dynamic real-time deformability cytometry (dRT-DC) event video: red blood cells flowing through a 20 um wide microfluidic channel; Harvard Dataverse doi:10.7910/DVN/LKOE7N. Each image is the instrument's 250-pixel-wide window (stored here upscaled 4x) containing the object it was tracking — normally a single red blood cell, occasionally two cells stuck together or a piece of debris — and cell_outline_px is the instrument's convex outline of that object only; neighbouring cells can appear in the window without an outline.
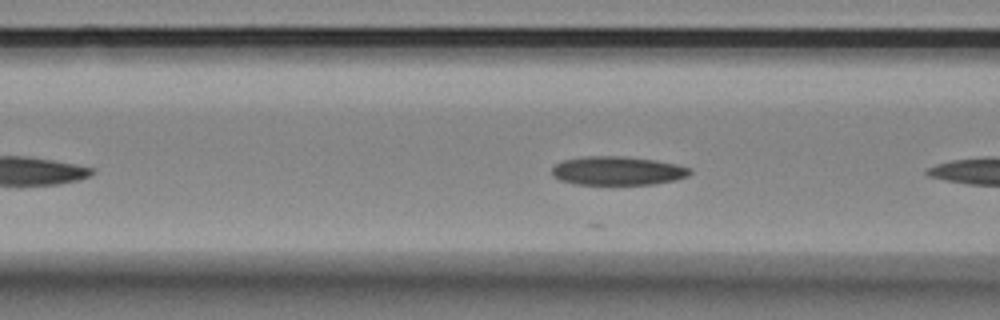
{"species": "Egyptian fruit bat (a non-hibernating species)", "species_latin": "Rousettus aegyptiacus", "temperature_condition": "room temperature", "stored_images_in_passage": 4, "camera_frame_rate_fps": 3000, "um_per_image_px": 0.085, "animal": {"sex": "female"}, "frame": {"image": 1, "passage_image": 3, "time_ms": 0.667, "image_size_px": [1000, 320], "cell_outline_px": [[692, 172], [688, 176], [676, 180], [652, 184], [576, 184], [560, 180], [552, 176], [552, 168], [556, 164], [564, 160], [584, 156], [624, 156], [656, 160], [676, 164], [692, 168]], "centroid_in_image_um": [52.51, 14.51], "position_along_channel_um": 114.1, "area_um2": 23.18}}